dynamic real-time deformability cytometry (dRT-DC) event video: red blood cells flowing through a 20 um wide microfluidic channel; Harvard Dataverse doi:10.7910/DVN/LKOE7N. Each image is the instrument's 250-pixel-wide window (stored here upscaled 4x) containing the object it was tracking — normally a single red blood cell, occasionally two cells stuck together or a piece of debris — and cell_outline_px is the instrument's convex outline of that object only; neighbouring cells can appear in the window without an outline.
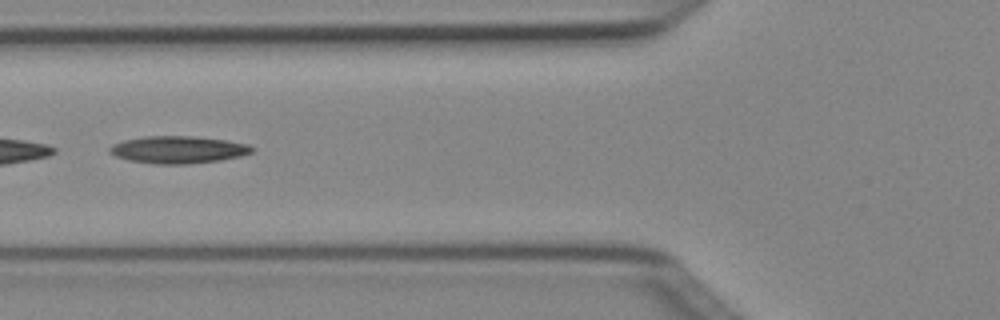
{"species": "Egyptian fruit bat (a non-hibernating species)", "species_latin": "Rousettus aegyptiacus", "temperature_condition": "cold", "stored_images_in_passage": 6, "camera_frame_rate_fps": 3000, "um_per_image_px": 0.085, "animal": {"sex": "female"}, "frame": {"image": 1, "passage_image": 6, "time_ms": 1.667, "image_size_px": [1000, 320], "cell_outline_px": [[256, 148], [252, 152], [240, 156], [220, 160], [188, 164], [156, 164], [128, 160], [116, 156], [108, 152], [108, 148], [112, 144], [124, 140], [144, 136], [192, 136], [228, 140], [248, 144]], "centroid_in_image_um": [15.14, 12.72], "position_along_channel_um": 110.7, "area_um2": 22.77}}